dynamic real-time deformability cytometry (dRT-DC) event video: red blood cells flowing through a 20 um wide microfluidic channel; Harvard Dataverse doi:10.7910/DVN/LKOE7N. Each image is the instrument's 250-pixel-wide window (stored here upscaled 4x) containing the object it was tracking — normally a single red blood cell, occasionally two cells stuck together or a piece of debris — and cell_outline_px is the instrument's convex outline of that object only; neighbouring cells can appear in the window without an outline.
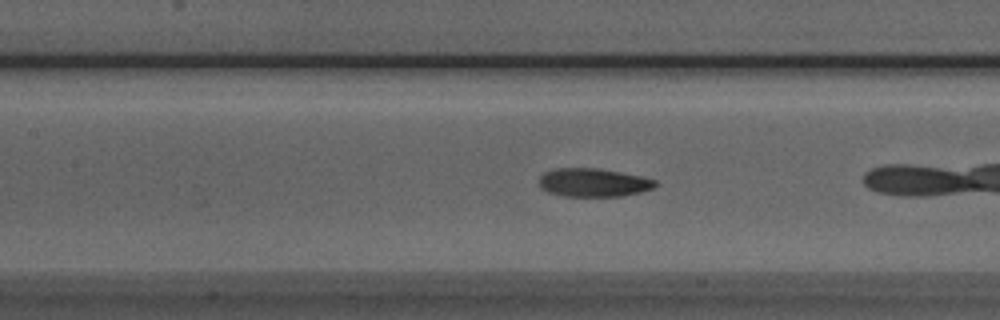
{"species": "Egyptian fruit bat (a non-hibernating species)", "species_latin": "Rousettus aegyptiacus", "temperature_condition": "room temperature", "stored_images_in_passage": 13, "camera_frame_rate_fps": 3000, "um_per_image_px": 0.085, "animal": {"sex": "male"}, "frame": {"image": 1, "passage_image": 11, "time_ms": 3.333, "image_size_px": [1000, 320], "cell_outline_px": [[656, 184], [652, 188], [640, 192], [620, 196], [564, 196], [548, 192], [540, 188], [540, 176], [544, 172], [556, 168], [596, 168], [620, 172], [640, 176], [656, 180]], "centroid_in_image_um": [50.4, 15.51], "position_along_channel_um": 157.0, "area_um2": 19.07}}